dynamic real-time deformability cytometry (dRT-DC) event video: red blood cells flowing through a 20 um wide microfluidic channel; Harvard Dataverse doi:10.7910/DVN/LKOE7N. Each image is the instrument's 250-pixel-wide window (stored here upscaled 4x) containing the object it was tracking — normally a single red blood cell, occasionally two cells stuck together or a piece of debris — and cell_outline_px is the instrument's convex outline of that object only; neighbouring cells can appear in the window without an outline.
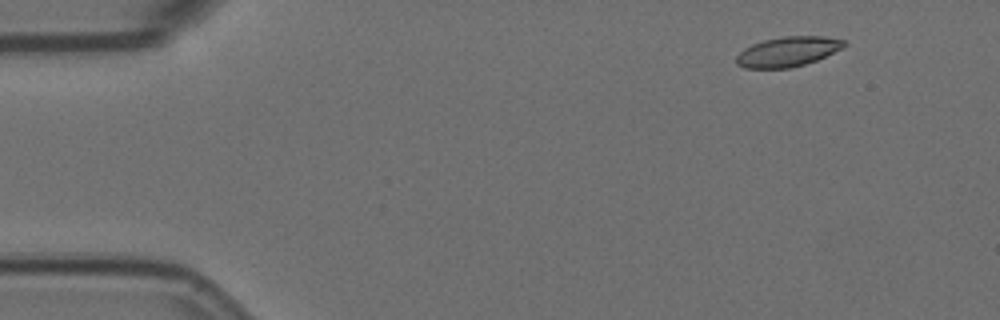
{"species": "Egyptian fruit bat (a non-hibernating species)", "species_latin": "Rousettus aegyptiacus", "temperature_condition": "room temperature", "stored_images_in_passage": 11, "camera_frame_rate_fps": 3000, "um_per_image_px": 0.085, "animal": {"sex": "female"}, "frame": {"image": 1, "passage_image": 2, "time_ms": 0.333, "image_size_px": [1000, 320], "cell_outline_px": [[848, 44], [816, 60], [804, 64], [788, 68], [744, 68], [736, 64], [736, 56], [744, 48], [752, 44], [764, 40], [784, 36], [824, 36], [844, 40]], "centroid_in_image_um": [66.92, 4.38], "position_along_channel_um": 18.1, "area_um2": 18.55}}
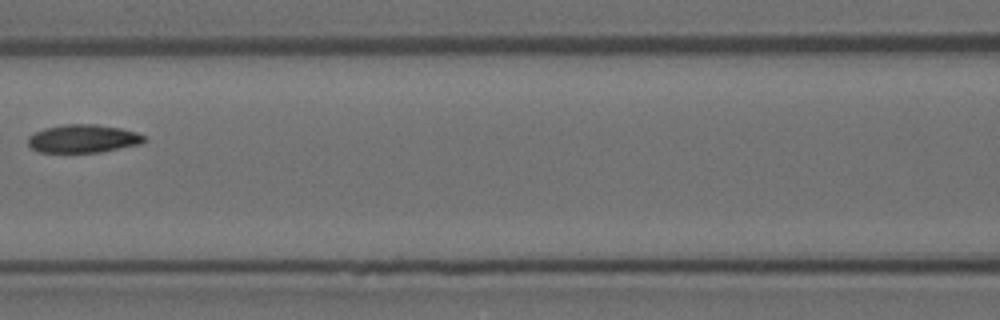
{"frame": {"image": 2, "passage_image": 7, "time_ms": 2.0, "image_size_px": [1000, 320], "cell_outline_px": [[148, 140], [140, 144], [100, 152], [36, 152], [28, 144], [28, 136], [44, 128], [64, 124], [96, 124], [120, 128], [136, 132], [144, 136]], "centroid_in_image_um": [7.06, 11.78], "position_along_channel_um": 159.5, "area_um2": 19.07}}
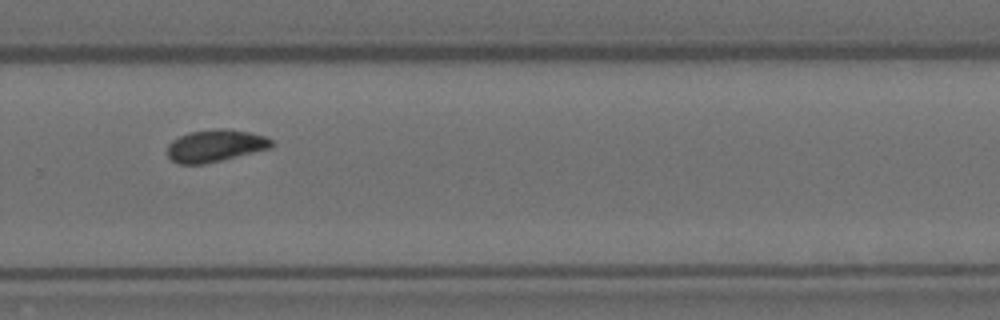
{"frame": {"image": 3, "passage_image": 11, "time_ms": 3.333, "image_size_px": [1000, 320], "cell_outline_px": [[272, 144], [268, 148], [204, 164], [180, 164], [172, 160], [168, 156], [168, 144], [172, 140], [188, 132], [216, 128], [220, 128], [252, 132], [264, 136], [272, 140]], "centroid_in_image_um": [18.25, 12.37], "position_along_channel_um": 311.5, "area_um2": 19.25}}